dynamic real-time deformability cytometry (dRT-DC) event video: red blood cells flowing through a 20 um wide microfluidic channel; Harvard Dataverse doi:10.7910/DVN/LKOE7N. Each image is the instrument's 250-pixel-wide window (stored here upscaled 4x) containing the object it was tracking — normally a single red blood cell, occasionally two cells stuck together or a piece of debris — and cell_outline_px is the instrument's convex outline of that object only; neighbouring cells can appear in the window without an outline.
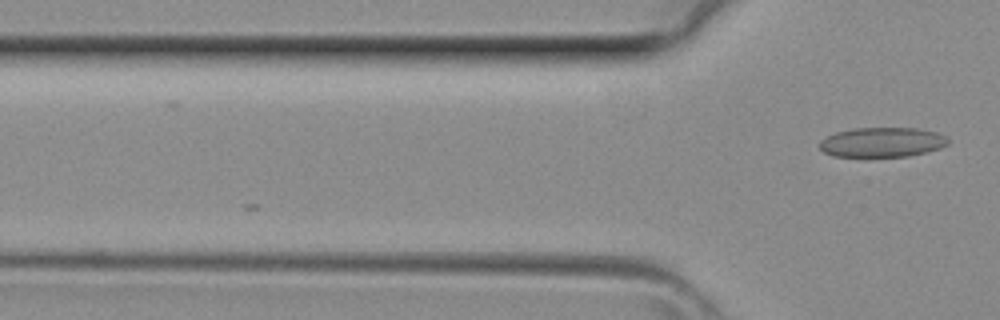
{"species": "common noctule bat (a hibernating species)", "species_latin": "Nyctalus noctula", "temperature_condition": "room temperature", "stored_images_in_passage": 5, "camera_frame_rate_fps": 3000, "um_per_image_px": 0.085, "animal": {"sex": "female", "body_mass_g": 29.2, "forearm_length_mm": 56.3}, "frame": {"image": 1, "passage_image": 5, "time_ms": 1.333, "image_size_px": [1000, 320], "cell_outline_px": [[948, 144], [940, 148], [928, 152], [908, 156], [832, 156], [824, 152], [820, 148], [820, 140], [836, 132], [852, 128], [916, 128], [936, 132], [944, 136], [948, 140]], "centroid_in_image_um": [74.98, 12.09], "position_along_channel_um": 50.8, "area_um2": 22.14}}